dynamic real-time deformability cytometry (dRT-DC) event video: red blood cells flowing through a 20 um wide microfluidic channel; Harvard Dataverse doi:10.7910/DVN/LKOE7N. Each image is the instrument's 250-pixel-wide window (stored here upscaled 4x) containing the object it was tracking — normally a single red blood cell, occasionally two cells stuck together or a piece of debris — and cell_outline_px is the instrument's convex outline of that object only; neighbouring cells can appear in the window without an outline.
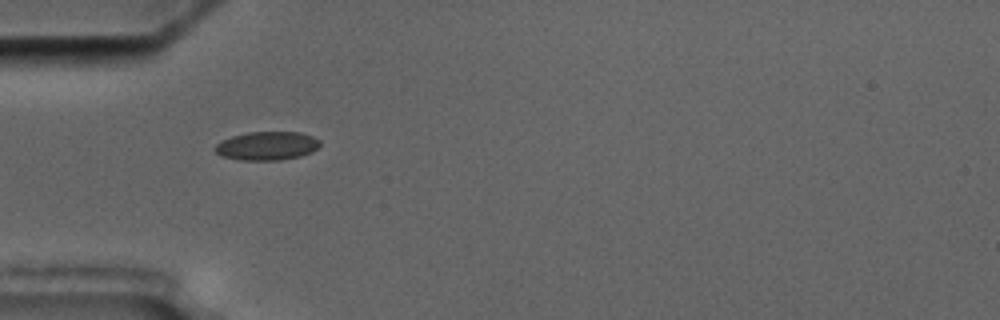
{"species": "common noctule bat (a hibernating species)", "species_latin": "Nyctalus noctula", "temperature_condition": "cold", "stored_images_in_passage": 4, "camera_frame_rate_fps": 3000, "um_per_image_px": 0.085, "animal": {"sex": "male", "body_mass_g": 17.5, "forearm_length_mm": 52.3}, "frame": {"image": 1, "passage_image": 1, "time_ms": 0.0, "image_size_px": [1000, 320], "cell_outline_px": [[320, 144], [312, 152], [300, 156], [280, 160], [240, 160], [220, 156], [212, 148], [220, 140], [232, 136], [248, 132], [300, 132], [312, 136], [320, 140]], "centroid_in_image_um": [22.65, 12.4], "position_along_channel_um": 62.3, "area_um2": 17.63}}
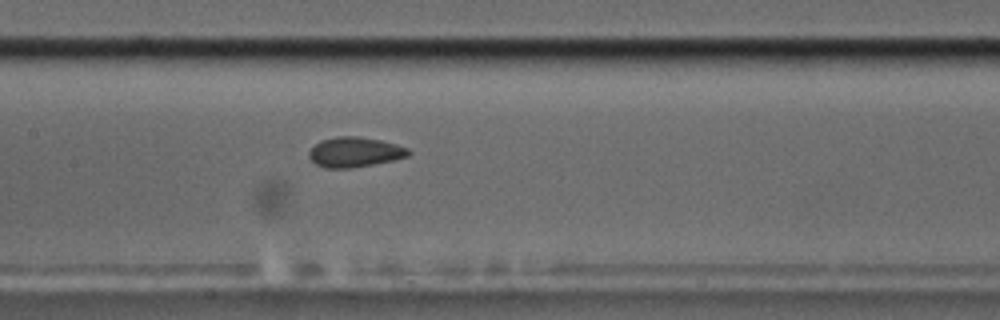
{"frame": {"image": 2, "passage_image": 4, "time_ms": 3.333, "image_size_px": [1000, 320], "cell_outline_px": [[412, 152], [408, 156], [392, 160], [372, 164], [348, 168], [324, 168], [316, 164], [308, 156], [308, 152], [320, 140], [336, 136], [356, 136], [380, 140], [396, 144], [408, 148]], "centroid_in_image_um": [30.14, 12.92], "position_along_channel_um": 177.3, "area_um2": 17.28}}